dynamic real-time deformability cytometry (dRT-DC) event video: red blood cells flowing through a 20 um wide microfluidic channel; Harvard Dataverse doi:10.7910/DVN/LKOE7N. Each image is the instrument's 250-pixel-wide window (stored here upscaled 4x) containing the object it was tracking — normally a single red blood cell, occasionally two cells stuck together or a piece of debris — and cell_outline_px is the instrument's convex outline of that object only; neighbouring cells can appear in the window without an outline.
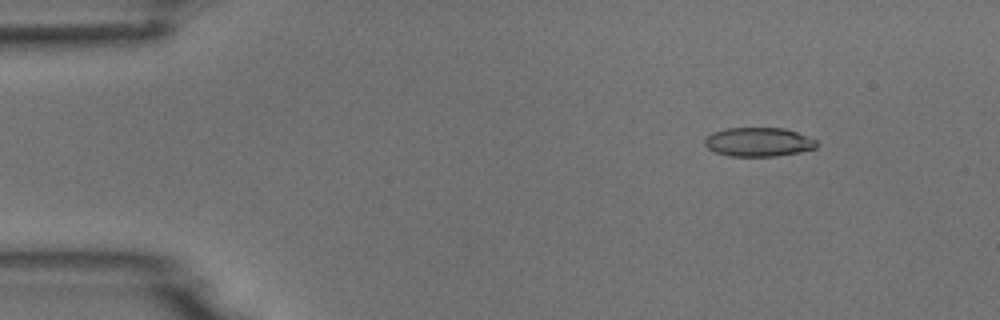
{"species": "common noctule bat (a hibernating species)", "species_latin": "Nyctalus noctula", "temperature_condition": "room temperature", "stored_images_in_passage": 6, "camera_frame_rate_fps": 3000, "um_per_image_px": 0.085, "animal": {"sex": "male", "body_mass_g": 18.8}, "frame": {"image": 1, "passage_image": 2, "time_ms": 1.0, "image_size_px": [1000, 320], "cell_outline_px": [[820, 144], [816, 148], [800, 152], [776, 156], [728, 156], [716, 152], [708, 148], [704, 144], [704, 140], [712, 132], [724, 128], [784, 128], [808, 136], [816, 140]], "centroid_in_image_um": [64.49, 12.07], "position_along_channel_um": 20.5, "area_um2": 19.02}}
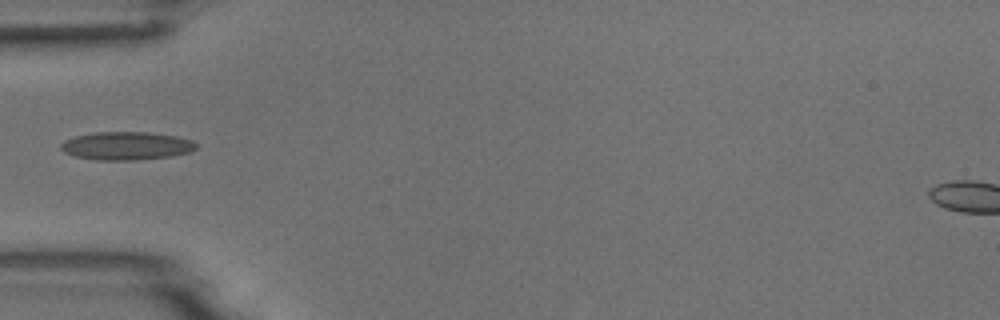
{"frame": {"image": 2, "passage_image": 5, "time_ms": 4.667, "image_size_px": [1000, 320], "cell_outline_px": [[196, 148], [188, 152], [172, 156], [136, 160], [96, 160], [76, 156], [64, 152], [60, 148], [60, 144], [64, 140], [76, 136], [92, 132], [148, 132], [176, 136], [192, 140], [196, 144]], "centroid_in_image_um": [10.72, 12.39], "position_along_channel_um": 74.3, "area_um2": 22.2}}